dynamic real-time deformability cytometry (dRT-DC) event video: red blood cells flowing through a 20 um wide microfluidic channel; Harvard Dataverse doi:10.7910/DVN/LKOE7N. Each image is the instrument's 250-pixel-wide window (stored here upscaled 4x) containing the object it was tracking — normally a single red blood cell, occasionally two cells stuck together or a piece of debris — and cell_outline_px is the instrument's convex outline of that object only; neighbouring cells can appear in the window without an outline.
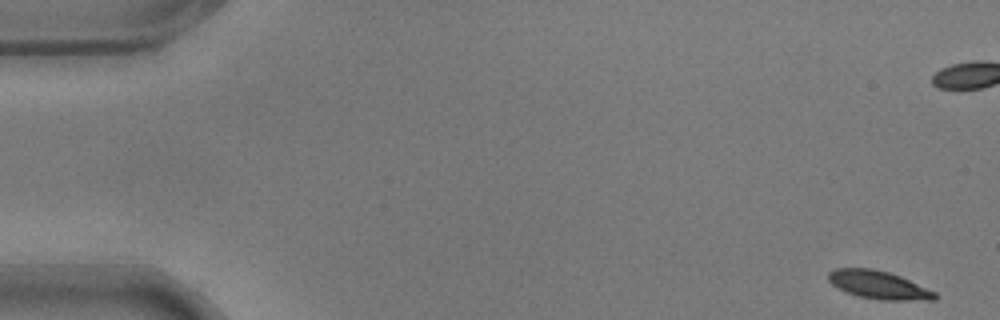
{"species": "common noctule bat (a hibernating species)", "species_latin": "Nyctalus noctula", "temperature_condition": "warm", "stored_images_in_passage": 57, "camera_frame_rate_fps": 3000, "um_per_image_px": 0.085, "animal": {"sex": "male", "body_mass_g": 17.9}, "frame": {"image": 1, "passage_image": 1, "time_ms": 0.0, "image_size_px": [1000, 320], "cell_outline_px": [[936, 300], [880, 300], [860, 296], [836, 288], [828, 280], [828, 272], [836, 268], [872, 268], [888, 272], [900, 276], [936, 292]], "centroid_in_image_um": [74.67, 24.21], "position_along_channel_um": 10.3, "area_um2": 17.34}}
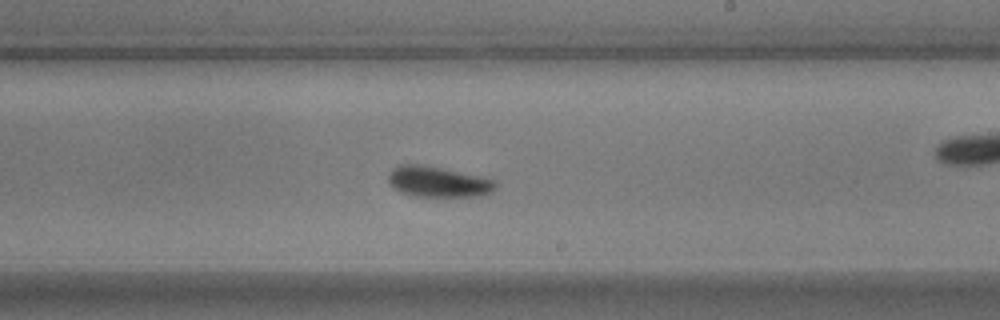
{"frame": {"image": 2, "passage_image": 33, "time_ms": 10.667, "image_size_px": [1000, 320], "cell_outline_px": [[496, 188], [492, 192], [472, 196], [412, 196], [400, 192], [392, 188], [388, 184], [388, 176], [392, 168], [400, 164], [420, 164], [440, 168], [496, 180]], "centroid_in_image_um": [37.16, 15.45], "position_along_channel_um": 251.8, "area_um2": 19.02}}
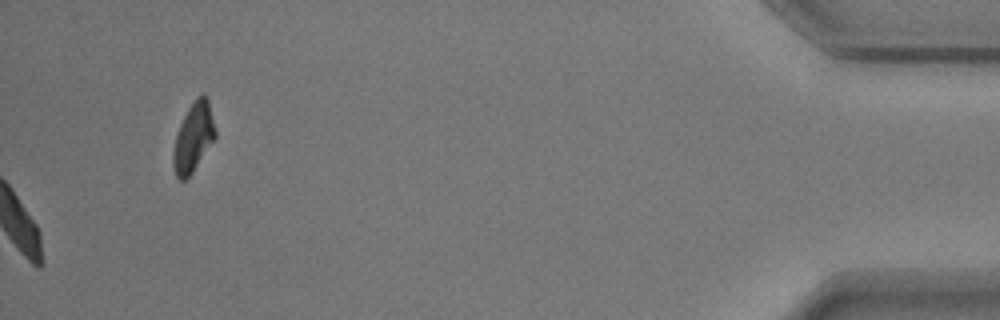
{"frame": {"image": 3, "passage_image": 57, "time_ms": 18.667, "image_size_px": [1000, 320], "cell_outline_px": [[216, 136], [192, 172], [184, 180], [180, 180], [176, 176], [172, 164], [172, 156], [176, 136], [180, 124], [188, 108], [196, 96], [200, 92], [204, 92], [208, 100], [216, 132]], "centroid_in_image_um": [16.43, 11.64], "position_along_channel_um": 418.8, "area_um2": 16.7}, "authors_computed_cell_mechanics": {"area_um2": 18.1492, "velocity_mm_per_s": 3.5402, "shape_relaxation_time_tau1_ms": 3.1786, "shape_relaxation_time_tau2_ms": 2.2733, "deformation_change_tau1": 0.1316, "deformation_change_tau2": 0.0923}}